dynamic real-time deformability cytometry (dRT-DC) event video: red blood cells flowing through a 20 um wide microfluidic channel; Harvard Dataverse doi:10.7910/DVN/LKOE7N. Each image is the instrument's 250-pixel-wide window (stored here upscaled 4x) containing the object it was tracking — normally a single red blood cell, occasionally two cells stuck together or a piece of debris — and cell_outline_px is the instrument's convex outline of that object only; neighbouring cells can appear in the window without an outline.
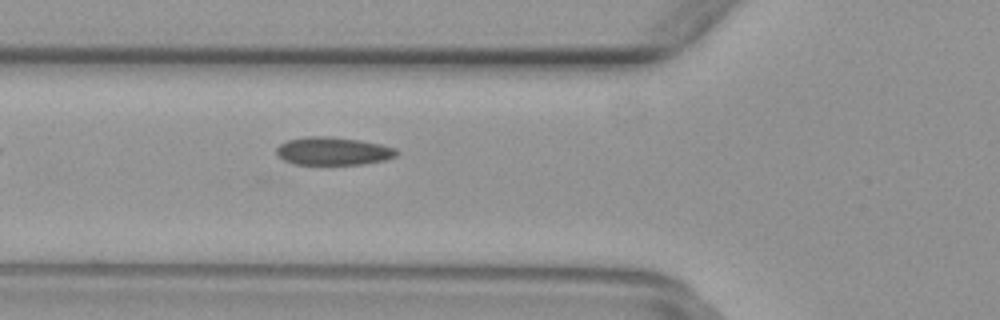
{"species": "common noctule bat (a hibernating species)", "species_latin": "Nyctalus noctula", "temperature_condition": "warm", "stored_images_in_passage": 37, "camera_frame_rate_fps": 3000, "um_per_image_px": 0.085, "animal": {"sex": "female", "body_mass_g": 29.2, "forearm_length_mm": 56.3}, "frame": {"image": 1, "passage_image": 3, "time_ms": 0.667, "image_size_px": [1000, 320], "cell_outline_px": [[400, 152], [396, 156], [384, 160], [364, 164], [292, 164], [284, 160], [276, 152], [276, 148], [280, 144], [288, 140], [308, 136], [328, 136], [360, 140], [380, 144], [396, 148]], "centroid_in_image_um": [28.34, 12.84], "position_along_channel_um": 97.5, "area_um2": 19.59}}
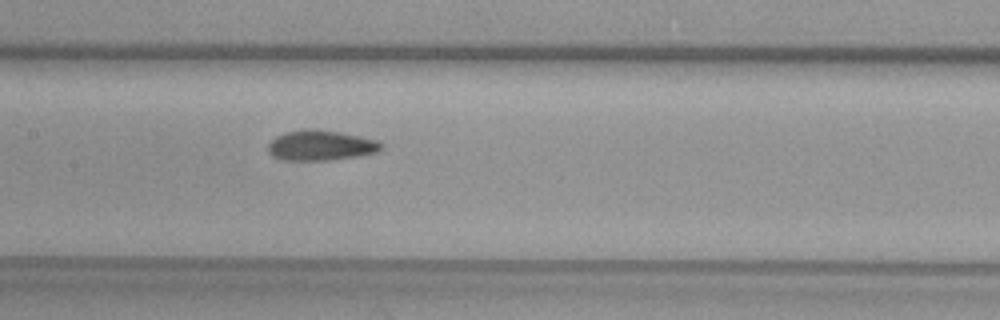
{"frame": {"image": 2, "passage_image": 9, "time_ms": 2.667, "image_size_px": [1000, 320], "cell_outline_px": [[384, 148], [376, 152], [356, 156], [328, 160], [280, 160], [272, 156], [268, 152], [268, 144], [276, 136], [284, 132], [304, 128], [316, 128], [340, 132], [380, 140], [384, 144]], "centroid_in_image_um": [27.26, 12.34], "position_along_channel_um": 180.1, "area_um2": 20.29}}
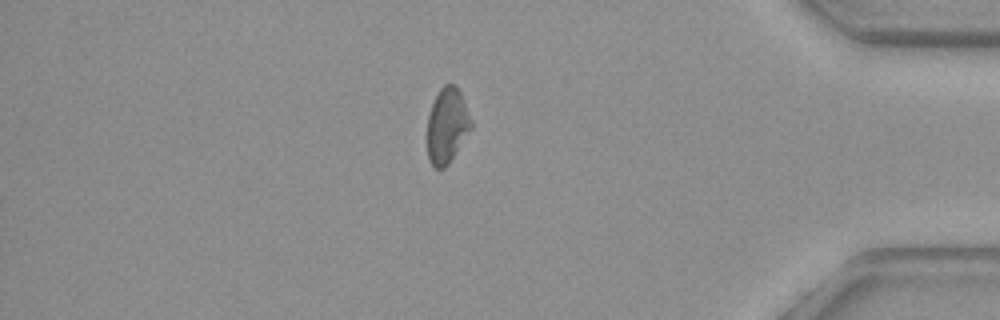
{"frame": {"image": 3, "passage_image": 37, "time_ms": 12.0, "image_size_px": [1000, 320], "cell_outline_px": [[472, 128], [448, 164], [444, 168], [436, 168], [428, 160], [428, 116], [432, 104], [440, 88], [444, 84], [456, 84], [460, 92], [472, 120]], "centroid_in_image_um": [38.01, 10.66], "position_along_channel_um": 397.2, "area_um2": 19.07}}